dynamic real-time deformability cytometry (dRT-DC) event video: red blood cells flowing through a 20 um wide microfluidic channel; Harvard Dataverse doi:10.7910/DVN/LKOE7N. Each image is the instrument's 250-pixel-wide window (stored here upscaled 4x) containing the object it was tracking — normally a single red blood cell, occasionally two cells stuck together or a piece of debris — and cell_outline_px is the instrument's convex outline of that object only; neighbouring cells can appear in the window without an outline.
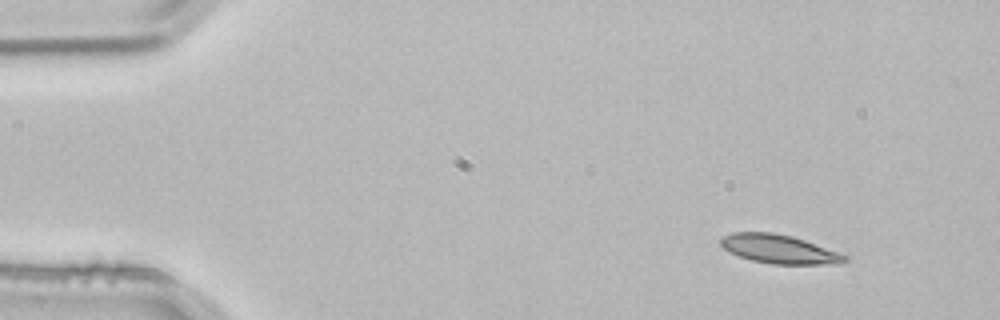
{"species": "common noctule bat (a hibernating species)", "species_latin": "Nyctalus noctula", "temperature_condition": "room temperature", "stored_images_in_passage": 3, "segment_of_instrument_passage": [1, 2], "camera_frame_rate_fps": 3000, "um_per_image_px": 0.085, "animal": {"sex": "male", "body_mass_g": 21.5, "forearm_length_mm": 52.0}, "frame": {"image": 1, "passage_image": 1, "time_ms": 0.0, "image_size_px": [1000, 320], "cell_outline_px": [[848, 260], [840, 264], [772, 264], [752, 260], [728, 252], [720, 244], [720, 240], [724, 236], [732, 232], [772, 232], [792, 236], [840, 252], [848, 256]], "centroid_in_image_um": [66.25, 21.17], "position_along_channel_um": 18.7, "area_um2": 20.87}}